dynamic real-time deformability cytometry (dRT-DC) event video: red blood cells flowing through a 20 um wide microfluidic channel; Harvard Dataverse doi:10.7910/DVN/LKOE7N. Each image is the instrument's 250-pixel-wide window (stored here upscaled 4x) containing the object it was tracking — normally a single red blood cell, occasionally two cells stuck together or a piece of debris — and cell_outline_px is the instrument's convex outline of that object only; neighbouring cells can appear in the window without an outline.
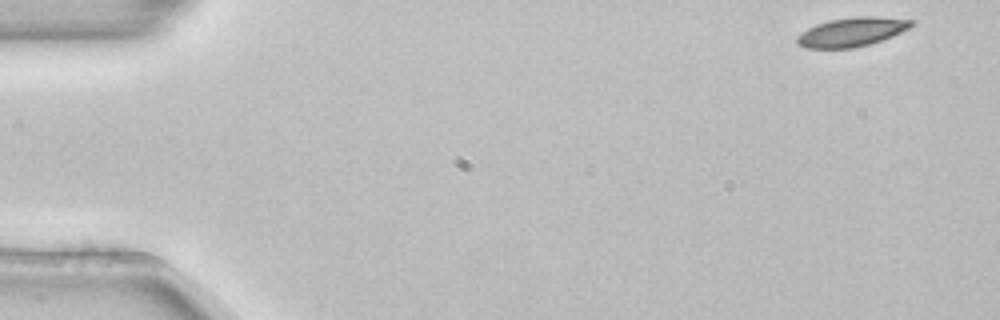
{"species": "common noctule bat (a hibernating species)", "species_latin": "Nyctalus noctula", "temperature_condition": "room temperature", "stored_images_in_passage": 4, "camera_frame_rate_fps": 3000, "um_per_image_px": 0.085, "animal": {"sex": "female", "body_mass_g": 22.7, "forearm_length_mm": 54.2}, "frame": {"image": 1, "passage_image": 1, "time_ms": 0.0, "image_size_px": [1000, 320], "cell_outline_px": [[916, 24], [892, 36], [868, 44], [852, 48], [804, 48], [796, 40], [796, 36], [800, 32], [816, 24], [828, 20], [856, 16], [876, 16], [916, 20]], "centroid_in_image_um": [72.4, 2.7], "position_along_channel_um": 12.6, "area_um2": 19.36}}
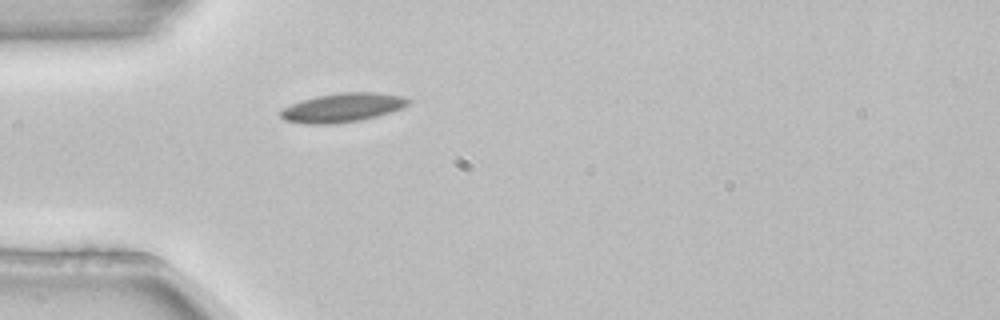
{"frame": {"image": 2, "passage_image": 4, "time_ms": 1.0, "image_size_px": [1000, 320], "cell_outline_px": [[412, 100], [404, 108], [376, 116], [360, 120], [336, 124], [304, 124], [284, 120], [280, 116], [280, 108], [316, 96], [340, 92], [376, 92], [404, 96]], "centroid_in_image_um": [29.12, 9.15], "position_along_channel_um": 55.9, "area_um2": 21.73}}